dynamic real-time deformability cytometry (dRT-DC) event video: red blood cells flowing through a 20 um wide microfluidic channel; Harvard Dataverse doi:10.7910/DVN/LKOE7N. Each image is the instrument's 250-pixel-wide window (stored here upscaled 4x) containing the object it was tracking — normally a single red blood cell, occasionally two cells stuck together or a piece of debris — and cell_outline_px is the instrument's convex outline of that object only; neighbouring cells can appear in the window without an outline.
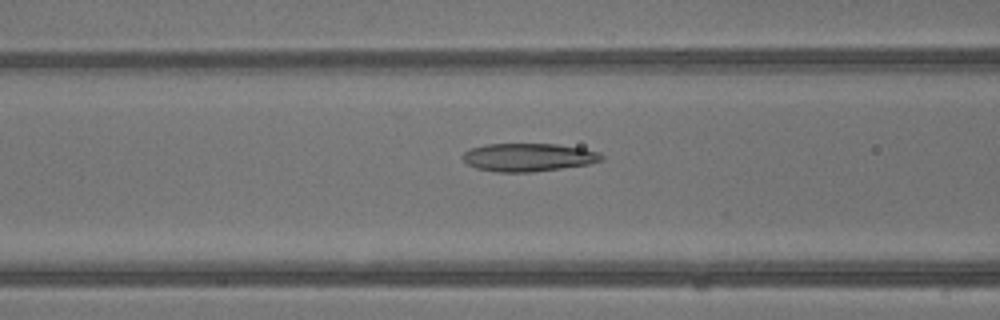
{"species": "common noctule bat (a hibernating species)", "species_latin": "Nyctalus noctula", "temperature_condition": "warm", "stored_images_in_passage": 30, "camera_frame_rate_fps": 3000, "um_per_image_px": 0.085, "animal": {"sex": "male", "body_mass_g": 13.3}, "frame": {"image": 1, "passage_image": 17, "time_ms": 5.333, "image_size_px": [1000, 320], "cell_outline_px": [[604, 160], [588, 164], [532, 172], [496, 172], [476, 168], [468, 164], [460, 156], [464, 152], [472, 148], [484, 144], [556, 144], [584, 148], [600, 152], [604, 156]], "centroid_in_image_um": [44.92, 13.36], "position_along_channel_um": 121.7, "area_um2": 22.83}}
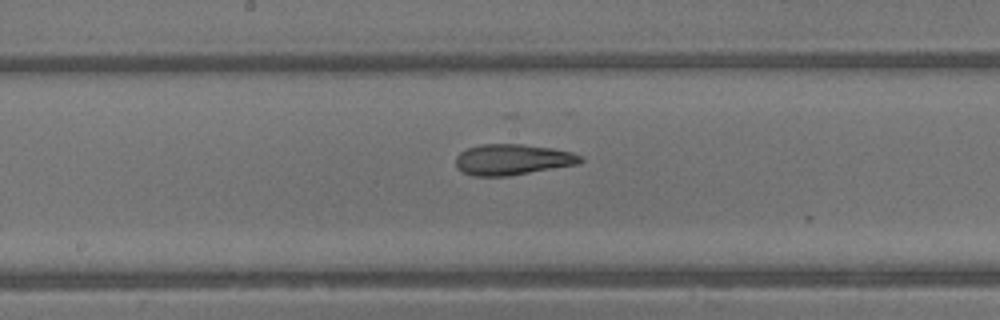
{"frame": {"image": 2, "passage_image": 22, "time_ms": 7.0, "image_size_px": [1000, 320], "cell_outline_px": [[584, 160], [580, 164], [508, 176], [472, 176], [456, 168], [456, 156], [460, 152], [468, 148], [480, 144], [520, 144], [552, 148], [572, 152], [580, 156]], "centroid_in_image_um": [43.56, 13.57], "position_along_channel_um": 204.6, "area_um2": 22.48}}
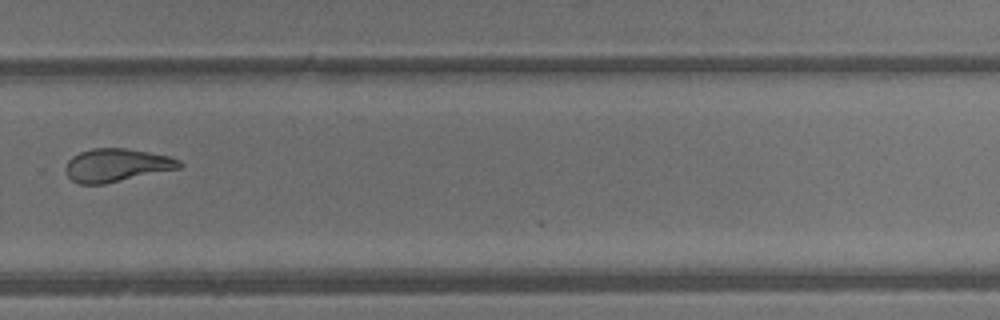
{"frame": {"image": 3, "passage_image": 29, "time_ms": 9.333, "image_size_px": [1000, 320], "cell_outline_px": [[184, 164], [180, 168], [104, 184], [80, 184], [72, 180], [68, 176], [64, 168], [68, 160], [72, 156], [80, 152], [92, 148], [124, 148], [148, 152], [168, 156], [180, 160]], "centroid_in_image_um": [9.89, 14.04], "position_along_channel_um": 319.9, "area_um2": 21.91}}